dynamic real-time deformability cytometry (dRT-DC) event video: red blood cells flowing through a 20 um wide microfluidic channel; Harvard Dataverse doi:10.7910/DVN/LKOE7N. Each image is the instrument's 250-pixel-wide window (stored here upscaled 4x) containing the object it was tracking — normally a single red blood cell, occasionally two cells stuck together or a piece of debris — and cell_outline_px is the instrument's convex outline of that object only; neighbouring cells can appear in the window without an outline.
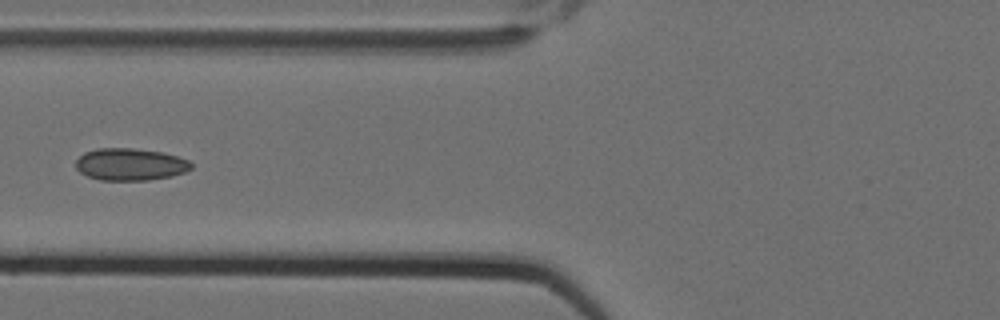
{"species": "Egyptian fruit bat (a non-hibernating species)", "species_latin": "Rousettus aegyptiacus", "temperature_condition": "cold", "stored_images_in_passage": 8, "camera_frame_rate_fps": 3000, "um_per_image_px": 0.085, "animal": {"sex": "female"}, "frame": {"image": 1, "passage_image": 5, "time_ms": 1.333, "image_size_px": [1000, 320], "cell_outline_px": [[192, 168], [184, 172], [172, 176], [148, 180], [100, 180], [88, 176], [80, 172], [76, 168], [76, 160], [84, 152], [96, 148], [132, 148], [160, 152], [176, 156], [188, 160], [192, 164]], "centroid_in_image_um": [11.05, 13.97], "position_along_channel_um": 114.8, "area_um2": 21.56}}
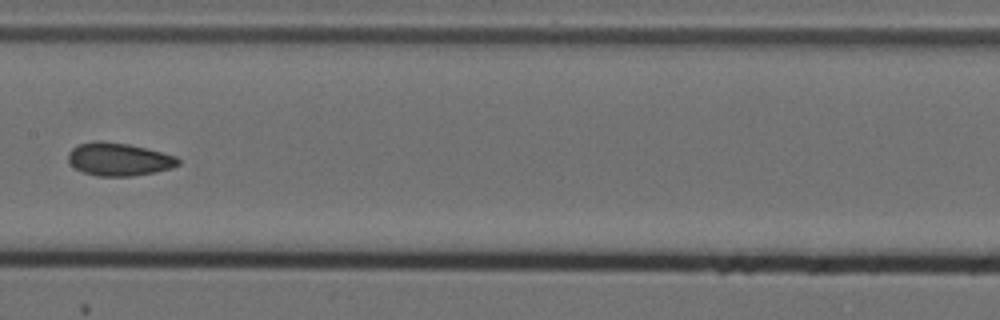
{"frame": {"image": 2, "passage_image": 7, "time_ms": 2.0, "image_size_px": [1000, 320], "cell_outline_px": [[180, 164], [172, 168], [156, 172], [132, 176], [96, 176], [84, 172], [76, 168], [68, 160], [68, 152], [72, 148], [80, 144], [96, 140], [100, 140], [128, 144], [176, 156], [180, 160]], "centroid_in_image_um": [10.11, 13.54], "position_along_channel_um": 197.3, "area_um2": 21.04}}
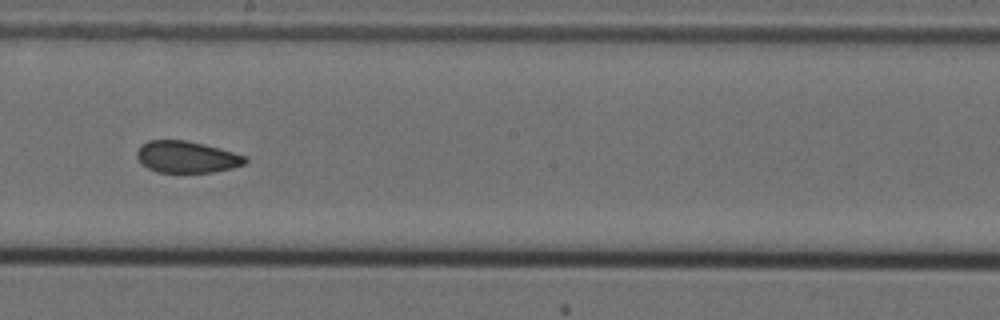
{"frame": {"image": 3, "passage_image": 8, "time_ms": 2.333, "image_size_px": [1000, 320], "cell_outline_px": [[248, 160], [244, 164], [232, 168], [212, 172], [156, 172], [148, 168], [136, 156], [136, 152], [140, 144], [148, 140], [184, 140], [204, 144], [220, 148], [248, 156]], "centroid_in_image_um": [15.88, 13.33], "position_along_channel_um": 232.3, "area_um2": 20.06}}